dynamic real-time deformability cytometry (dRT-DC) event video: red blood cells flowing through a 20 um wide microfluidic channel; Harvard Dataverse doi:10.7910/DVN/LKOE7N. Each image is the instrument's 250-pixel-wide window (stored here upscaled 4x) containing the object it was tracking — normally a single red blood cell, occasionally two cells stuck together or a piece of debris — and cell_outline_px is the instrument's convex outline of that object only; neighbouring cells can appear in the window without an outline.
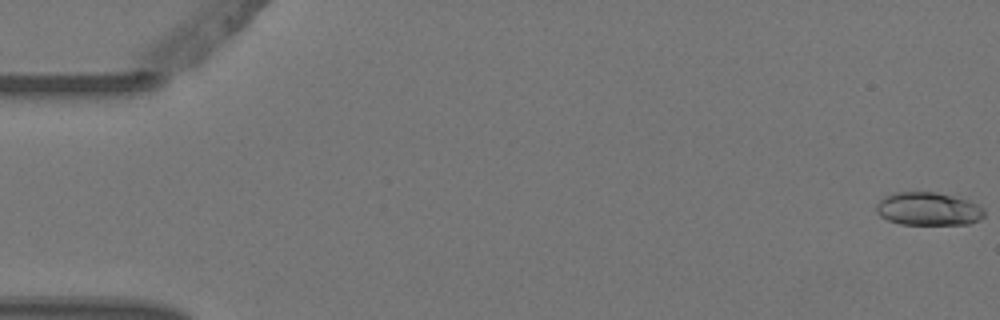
{"species": "Egyptian fruit bat (a non-hibernating species)", "species_latin": "Rousettus aegyptiacus", "temperature_condition": "warm", "stored_images_in_passage": 7, "camera_frame_rate_fps": 3000, "um_per_image_px": 0.085, "animal": {"sex": "female"}, "frame": {"image": 1, "passage_image": 1, "time_ms": 0.0, "image_size_px": [1000, 320], "cell_outline_px": [[984, 216], [980, 220], [968, 224], [900, 224], [888, 220], [880, 216], [876, 212], [876, 204], [884, 196], [892, 192], [936, 192], [968, 200], [984, 208]], "centroid_in_image_um": [78.88, 17.75], "position_along_channel_um": 6.1, "area_um2": 20.92}}
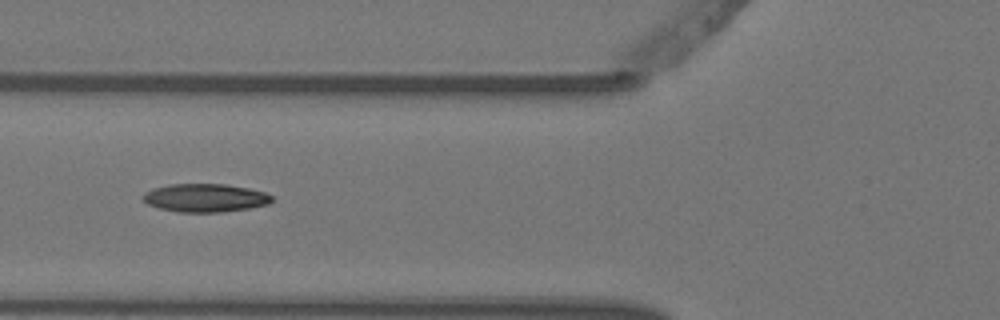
{"frame": {"image": 2, "passage_image": 6, "time_ms": 1.667, "image_size_px": [1000, 320], "cell_outline_px": [[272, 200], [268, 204], [248, 208], [220, 212], [176, 212], [160, 208], [148, 204], [140, 196], [144, 192], [152, 188], [168, 184], [224, 184], [248, 188], [264, 192], [272, 196]], "centroid_in_image_um": [17.39, 16.81], "position_along_channel_um": 108.4, "area_um2": 21.21}}
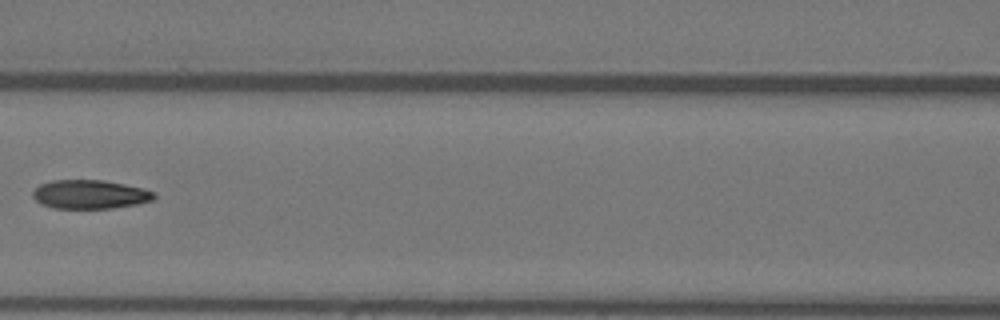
{"frame": {"image": 3, "passage_image": 7, "time_ms": 2.0, "image_size_px": [1000, 320], "cell_outline_px": [[156, 196], [152, 200], [136, 204], [112, 208], [52, 208], [40, 204], [32, 196], [32, 192], [40, 184], [52, 180], [100, 180], [124, 184], [144, 188], [152, 192]], "centroid_in_image_um": [7.61, 16.52], "position_along_channel_um": 159.0, "area_um2": 20.29}}